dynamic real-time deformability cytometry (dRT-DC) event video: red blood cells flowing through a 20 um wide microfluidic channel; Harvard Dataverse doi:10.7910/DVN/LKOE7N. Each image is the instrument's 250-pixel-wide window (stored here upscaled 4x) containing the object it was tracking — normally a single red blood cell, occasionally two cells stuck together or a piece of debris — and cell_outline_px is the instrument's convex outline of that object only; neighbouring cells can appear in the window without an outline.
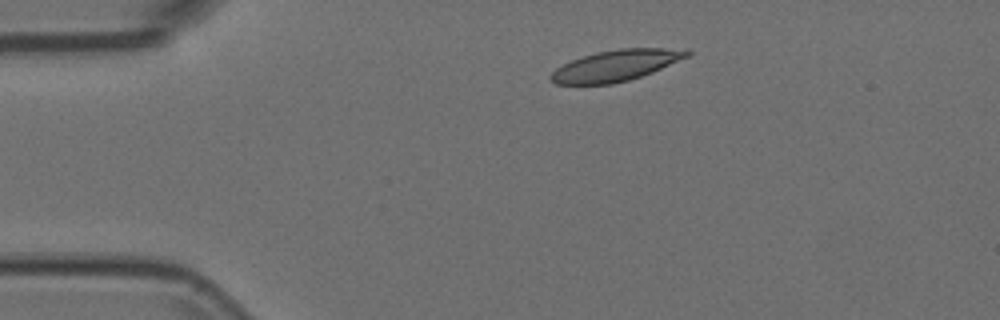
{"species": "Egyptian fruit bat (a non-hibernating species)", "species_latin": "Rousettus aegyptiacus", "temperature_condition": "room temperature", "stored_images_in_passage": 44, "camera_frame_rate_fps": 3000, "um_per_image_px": 0.085, "animal": {"sex": "female"}, "frame": {"image": 1, "passage_image": 1, "time_ms": 0.0, "image_size_px": [1000, 320], "cell_outline_px": [[692, 52], [688, 56], [652, 72], [628, 80], [612, 84], [556, 84], [548, 80], [548, 76], [556, 68], [572, 60], [596, 52], [620, 48], [688, 48]], "centroid_in_image_um": [52.35, 5.56], "position_along_channel_um": 32.7, "area_um2": 24.62}}
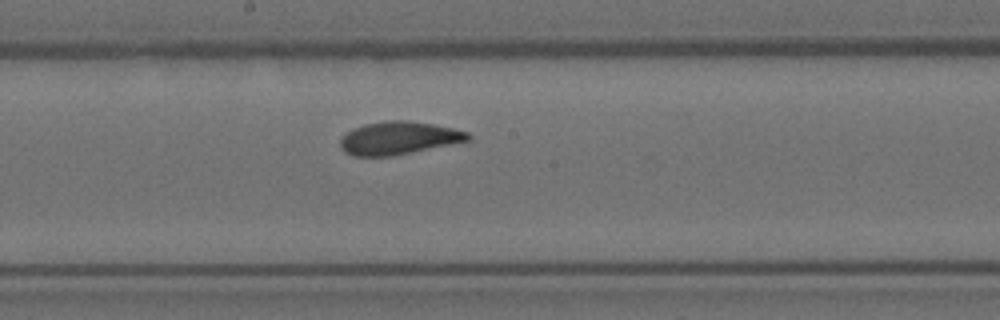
{"frame": {"image": 2, "passage_image": 19, "time_ms": 6.0, "image_size_px": [1000, 320], "cell_outline_px": [[472, 140], [392, 156], [352, 156], [344, 152], [340, 148], [340, 140], [352, 128], [364, 124], [384, 120], [408, 120], [432, 124], [452, 128], [468, 132], [472, 136]], "centroid_in_image_um": [33.88, 11.73], "position_along_channel_um": 214.3, "area_um2": 24.62}}
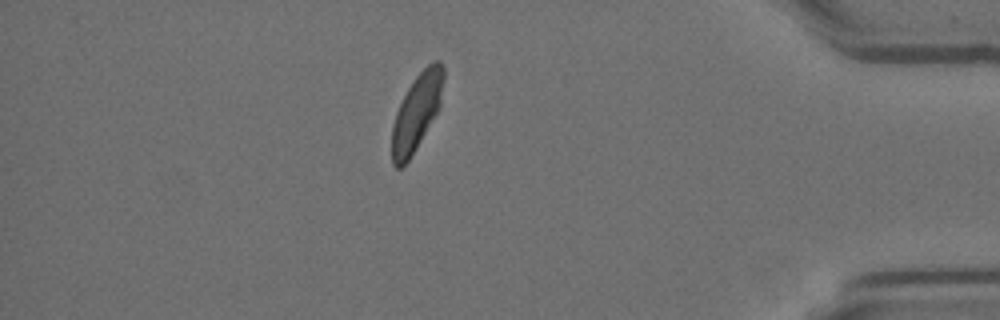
{"frame": {"image": 3, "passage_image": 37, "time_ms": 12.0, "image_size_px": [1000, 320], "cell_outline_px": [[444, 76], [440, 108], [416, 148], [408, 160], [400, 168], [396, 168], [392, 164], [392, 124], [396, 112], [408, 88], [416, 76], [432, 60], [440, 60], [444, 68]], "centroid_in_image_um": [35.43, 9.51], "position_along_channel_um": 399.8, "area_um2": 22.89}}